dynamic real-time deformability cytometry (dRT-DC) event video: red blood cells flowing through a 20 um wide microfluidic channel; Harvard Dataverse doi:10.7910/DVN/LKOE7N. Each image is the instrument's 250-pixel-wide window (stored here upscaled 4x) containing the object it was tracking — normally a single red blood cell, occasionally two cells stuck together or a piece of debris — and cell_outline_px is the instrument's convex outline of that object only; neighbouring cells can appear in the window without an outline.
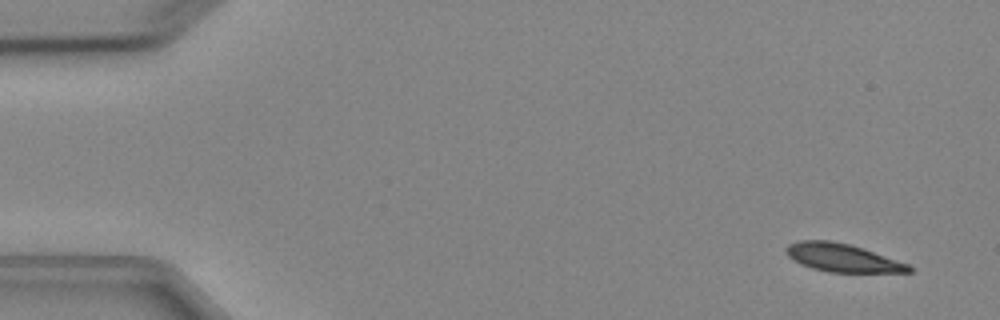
{"species": "Egyptian fruit bat (a non-hibernating species)", "species_latin": "Rousettus aegyptiacus", "temperature_condition": "cold", "stored_images_in_passage": 5, "camera_frame_rate_fps": 3000, "um_per_image_px": 0.085, "animal": {"sex": "female"}, "frame": {"image": 1, "passage_image": 1, "time_ms": 0.0, "image_size_px": [1000, 320], "cell_outline_px": [[912, 272], [828, 272], [812, 268], [800, 264], [788, 256], [784, 248], [788, 244], [800, 240], [832, 240], [852, 244], [864, 248], [908, 264], [912, 268]], "centroid_in_image_um": [71.57, 21.89], "position_along_channel_um": 13.4, "area_um2": 20.23}}
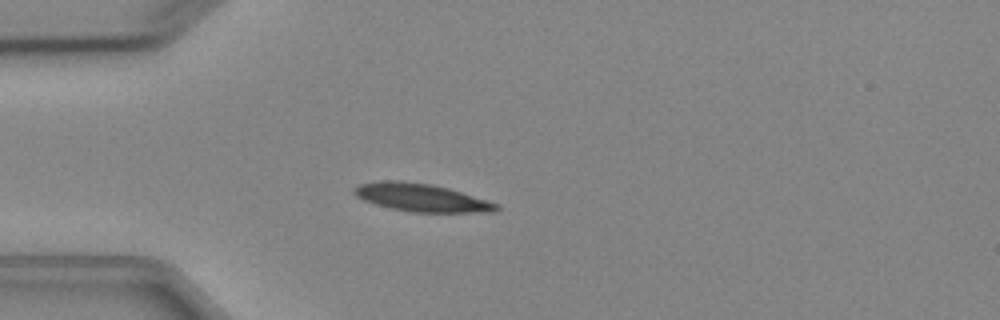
{"frame": {"image": 2, "passage_image": 4, "time_ms": 3.667, "image_size_px": [1000, 320], "cell_outline_px": [[500, 208], [496, 212], [412, 212], [392, 208], [376, 204], [364, 200], [356, 196], [352, 192], [352, 188], [360, 184], [380, 180], [400, 180], [432, 184], [448, 188], [500, 204]], "centroid_in_image_um": [35.81, 16.79], "position_along_channel_um": 49.2, "area_um2": 23.18}}